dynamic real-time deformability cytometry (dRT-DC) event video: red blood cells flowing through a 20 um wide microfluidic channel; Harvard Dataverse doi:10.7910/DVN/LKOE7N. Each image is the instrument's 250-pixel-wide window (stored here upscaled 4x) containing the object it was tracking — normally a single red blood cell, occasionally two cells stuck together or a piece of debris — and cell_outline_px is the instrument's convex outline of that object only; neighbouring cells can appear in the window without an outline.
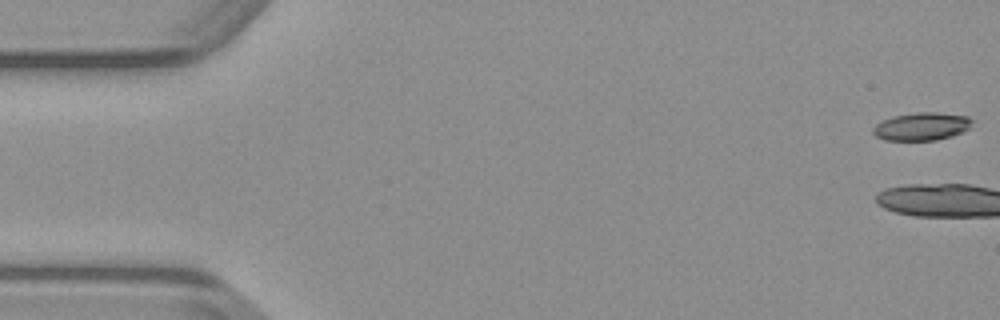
{"species": "common noctule bat (a hibernating species)", "species_latin": "Nyctalus noctula", "temperature_condition": "warm", "stored_images_in_passage": 3, "camera_frame_rate_fps": 3000, "um_per_image_px": 0.085, "animal": {"sex": "male", "body_mass_g": 23.1, "forearm_length_mm": 52.7}, "frame": {"image": 1, "passage_image": 1, "time_ms": 0.0, "image_size_px": [1000, 320], "cell_outline_px": [[972, 120], [968, 128], [964, 132], [952, 136], [936, 140], [884, 140], [876, 136], [872, 132], [872, 128], [876, 124], [892, 116], [916, 112], [936, 112], [968, 116]], "centroid_in_image_um": [78.33, 10.75], "position_along_channel_um": 6.7, "area_um2": 16.13}}